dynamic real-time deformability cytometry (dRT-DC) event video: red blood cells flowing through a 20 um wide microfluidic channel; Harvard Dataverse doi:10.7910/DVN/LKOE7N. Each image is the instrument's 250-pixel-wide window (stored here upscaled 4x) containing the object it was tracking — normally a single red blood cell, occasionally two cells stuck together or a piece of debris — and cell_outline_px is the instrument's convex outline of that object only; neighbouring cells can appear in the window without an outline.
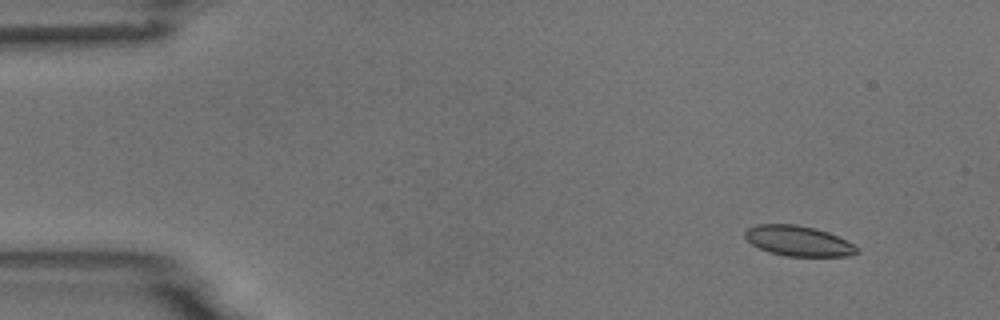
{"species": "common noctule bat (a hibernating species)", "species_latin": "Nyctalus noctula", "temperature_condition": "room temperature", "stored_images_in_passage": 6, "camera_frame_rate_fps": 3000, "um_per_image_px": 0.085, "animal": {"sex": "male", "body_mass_g": 18.8}, "frame": {"image": 1, "passage_image": 2, "time_ms": 1.333, "image_size_px": [1000, 320], "cell_outline_px": [[860, 252], [848, 256], [784, 256], [768, 252], [752, 244], [744, 236], [744, 232], [748, 228], [756, 224], [796, 224], [816, 228], [828, 232], [860, 248]], "centroid_in_image_um": [67.85, 20.48], "position_along_channel_um": 17.2, "area_um2": 19.77}}
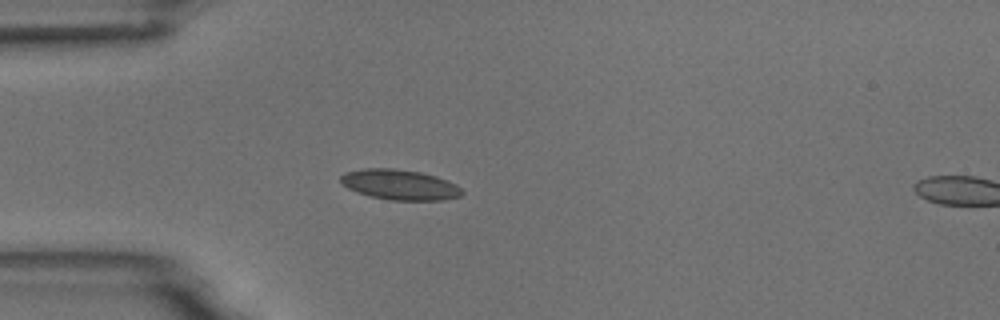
{"frame": {"image": 2, "passage_image": 5, "time_ms": 4.667, "image_size_px": [1000, 320], "cell_outline_px": [[464, 192], [460, 196], [444, 200], [388, 200], [356, 192], [348, 188], [340, 180], [340, 176], [344, 172], [364, 168], [392, 168], [420, 172], [436, 176], [448, 180], [456, 184]], "centroid_in_image_um": [33.98, 15.69], "position_along_channel_um": 51.0, "area_um2": 21.44}}